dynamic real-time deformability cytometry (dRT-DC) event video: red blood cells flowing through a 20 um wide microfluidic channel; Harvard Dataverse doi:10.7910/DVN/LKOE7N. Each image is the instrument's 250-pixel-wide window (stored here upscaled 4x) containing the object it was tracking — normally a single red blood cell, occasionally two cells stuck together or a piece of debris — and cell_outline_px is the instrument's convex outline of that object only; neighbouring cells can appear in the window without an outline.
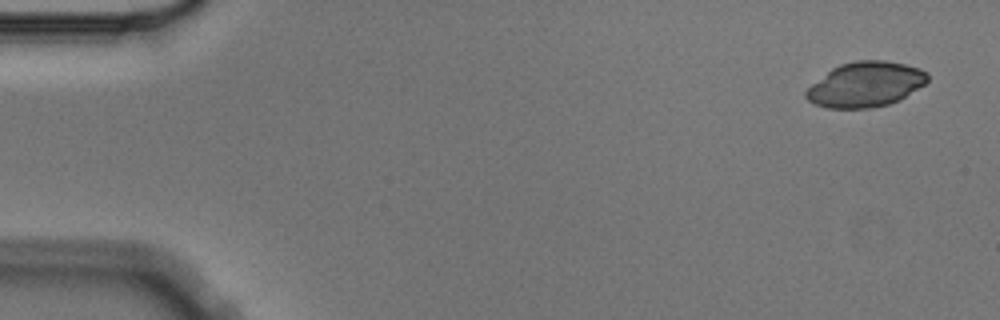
{"species": "Egyptian fruit bat (a non-hibernating species)", "species_latin": "Rousettus aegyptiacus", "temperature_condition": "cold", "stored_images_in_passage": 6, "camera_frame_rate_fps": 3000, "um_per_image_px": 0.085, "animal": {"sex": "male"}, "frame": {"image": 1, "passage_image": 6, "time_ms": 1.667, "image_size_px": [1000, 320], "cell_outline_px": [[928, 80], [924, 84], [900, 100], [888, 104], [872, 108], [828, 108], [816, 104], [808, 100], [804, 96], [804, 92], [812, 84], [832, 68], [840, 64], [856, 60], [884, 60], [904, 64], [920, 68], [928, 72]], "centroid_in_image_um": [73.58, 7.17], "position_along_channel_um": 11.4, "area_um2": 31.85}}